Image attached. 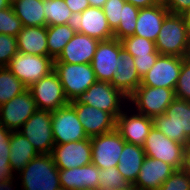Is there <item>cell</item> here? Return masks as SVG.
<instances>
[{
	"label": "cell",
	"instance_id": "cell-1",
	"mask_svg": "<svg viewBox=\"0 0 190 190\" xmlns=\"http://www.w3.org/2000/svg\"><path fill=\"white\" fill-rule=\"evenodd\" d=\"M60 187L59 169L51 154H39L16 175L13 190H58Z\"/></svg>",
	"mask_w": 190,
	"mask_h": 190
},
{
	"label": "cell",
	"instance_id": "cell-2",
	"mask_svg": "<svg viewBox=\"0 0 190 190\" xmlns=\"http://www.w3.org/2000/svg\"><path fill=\"white\" fill-rule=\"evenodd\" d=\"M190 36V24L184 15L169 13L161 26L155 41L160 55H173L184 58Z\"/></svg>",
	"mask_w": 190,
	"mask_h": 190
},
{
	"label": "cell",
	"instance_id": "cell-3",
	"mask_svg": "<svg viewBox=\"0 0 190 190\" xmlns=\"http://www.w3.org/2000/svg\"><path fill=\"white\" fill-rule=\"evenodd\" d=\"M190 101L175 98L164 114L153 118V126L166 137L187 147L190 136Z\"/></svg>",
	"mask_w": 190,
	"mask_h": 190
},
{
	"label": "cell",
	"instance_id": "cell-4",
	"mask_svg": "<svg viewBox=\"0 0 190 190\" xmlns=\"http://www.w3.org/2000/svg\"><path fill=\"white\" fill-rule=\"evenodd\" d=\"M70 103L90 105L110 113L116 119L128 106V98L109 82L96 81Z\"/></svg>",
	"mask_w": 190,
	"mask_h": 190
},
{
	"label": "cell",
	"instance_id": "cell-5",
	"mask_svg": "<svg viewBox=\"0 0 190 190\" xmlns=\"http://www.w3.org/2000/svg\"><path fill=\"white\" fill-rule=\"evenodd\" d=\"M175 98L174 89L138 86L128 98V106L135 112L153 119L158 115L164 114Z\"/></svg>",
	"mask_w": 190,
	"mask_h": 190
},
{
	"label": "cell",
	"instance_id": "cell-6",
	"mask_svg": "<svg viewBox=\"0 0 190 190\" xmlns=\"http://www.w3.org/2000/svg\"><path fill=\"white\" fill-rule=\"evenodd\" d=\"M54 72L68 101H73L97 81L91 64L54 62Z\"/></svg>",
	"mask_w": 190,
	"mask_h": 190
},
{
	"label": "cell",
	"instance_id": "cell-7",
	"mask_svg": "<svg viewBox=\"0 0 190 190\" xmlns=\"http://www.w3.org/2000/svg\"><path fill=\"white\" fill-rule=\"evenodd\" d=\"M6 67L29 88L54 71V59L50 56L17 52Z\"/></svg>",
	"mask_w": 190,
	"mask_h": 190
},
{
	"label": "cell",
	"instance_id": "cell-8",
	"mask_svg": "<svg viewBox=\"0 0 190 190\" xmlns=\"http://www.w3.org/2000/svg\"><path fill=\"white\" fill-rule=\"evenodd\" d=\"M18 132L29 140L38 154H51L55 145L52 132V112L37 110Z\"/></svg>",
	"mask_w": 190,
	"mask_h": 190
},
{
	"label": "cell",
	"instance_id": "cell-9",
	"mask_svg": "<svg viewBox=\"0 0 190 190\" xmlns=\"http://www.w3.org/2000/svg\"><path fill=\"white\" fill-rule=\"evenodd\" d=\"M186 146L169 139L154 126L146 137L143 150L147 157L161 160L180 170Z\"/></svg>",
	"mask_w": 190,
	"mask_h": 190
},
{
	"label": "cell",
	"instance_id": "cell-10",
	"mask_svg": "<svg viewBox=\"0 0 190 190\" xmlns=\"http://www.w3.org/2000/svg\"><path fill=\"white\" fill-rule=\"evenodd\" d=\"M28 89L38 110L53 112L70 103L64 94L62 83L54 71L32 84Z\"/></svg>",
	"mask_w": 190,
	"mask_h": 190
},
{
	"label": "cell",
	"instance_id": "cell-11",
	"mask_svg": "<svg viewBox=\"0 0 190 190\" xmlns=\"http://www.w3.org/2000/svg\"><path fill=\"white\" fill-rule=\"evenodd\" d=\"M52 132L55 144H66L89 138L75 109L70 104L52 112Z\"/></svg>",
	"mask_w": 190,
	"mask_h": 190
},
{
	"label": "cell",
	"instance_id": "cell-12",
	"mask_svg": "<svg viewBox=\"0 0 190 190\" xmlns=\"http://www.w3.org/2000/svg\"><path fill=\"white\" fill-rule=\"evenodd\" d=\"M37 110L36 102L27 88L0 106V124L11 132L18 131Z\"/></svg>",
	"mask_w": 190,
	"mask_h": 190
},
{
	"label": "cell",
	"instance_id": "cell-13",
	"mask_svg": "<svg viewBox=\"0 0 190 190\" xmlns=\"http://www.w3.org/2000/svg\"><path fill=\"white\" fill-rule=\"evenodd\" d=\"M92 163L99 169L118 165L119 157L126 141L119 132L113 131L91 137Z\"/></svg>",
	"mask_w": 190,
	"mask_h": 190
},
{
	"label": "cell",
	"instance_id": "cell-14",
	"mask_svg": "<svg viewBox=\"0 0 190 190\" xmlns=\"http://www.w3.org/2000/svg\"><path fill=\"white\" fill-rule=\"evenodd\" d=\"M183 59L179 56L159 55L152 68L142 77L139 86L175 89Z\"/></svg>",
	"mask_w": 190,
	"mask_h": 190
},
{
	"label": "cell",
	"instance_id": "cell-15",
	"mask_svg": "<svg viewBox=\"0 0 190 190\" xmlns=\"http://www.w3.org/2000/svg\"><path fill=\"white\" fill-rule=\"evenodd\" d=\"M153 127V119L135 112L127 106L116 118L115 129L130 144L143 147Z\"/></svg>",
	"mask_w": 190,
	"mask_h": 190
},
{
	"label": "cell",
	"instance_id": "cell-16",
	"mask_svg": "<svg viewBox=\"0 0 190 190\" xmlns=\"http://www.w3.org/2000/svg\"><path fill=\"white\" fill-rule=\"evenodd\" d=\"M51 156L58 169L82 167L92 163L91 139L55 144Z\"/></svg>",
	"mask_w": 190,
	"mask_h": 190
},
{
	"label": "cell",
	"instance_id": "cell-17",
	"mask_svg": "<svg viewBox=\"0 0 190 190\" xmlns=\"http://www.w3.org/2000/svg\"><path fill=\"white\" fill-rule=\"evenodd\" d=\"M122 48V42L116 38L99 42L91 62L97 81L112 82Z\"/></svg>",
	"mask_w": 190,
	"mask_h": 190
},
{
	"label": "cell",
	"instance_id": "cell-18",
	"mask_svg": "<svg viewBox=\"0 0 190 190\" xmlns=\"http://www.w3.org/2000/svg\"><path fill=\"white\" fill-rule=\"evenodd\" d=\"M89 138L115 129L116 119L108 112L83 103H69Z\"/></svg>",
	"mask_w": 190,
	"mask_h": 190
},
{
	"label": "cell",
	"instance_id": "cell-19",
	"mask_svg": "<svg viewBox=\"0 0 190 190\" xmlns=\"http://www.w3.org/2000/svg\"><path fill=\"white\" fill-rule=\"evenodd\" d=\"M76 32L88 35L99 41L114 38L103 8L89 7L75 17Z\"/></svg>",
	"mask_w": 190,
	"mask_h": 190
},
{
	"label": "cell",
	"instance_id": "cell-20",
	"mask_svg": "<svg viewBox=\"0 0 190 190\" xmlns=\"http://www.w3.org/2000/svg\"><path fill=\"white\" fill-rule=\"evenodd\" d=\"M99 40L76 32L54 62L91 64Z\"/></svg>",
	"mask_w": 190,
	"mask_h": 190
},
{
	"label": "cell",
	"instance_id": "cell-21",
	"mask_svg": "<svg viewBox=\"0 0 190 190\" xmlns=\"http://www.w3.org/2000/svg\"><path fill=\"white\" fill-rule=\"evenodd\" d=\"M175 170L168 163L146 156L134 186L140 190H156Z\"/></svg>",
	"mask_w": 190,
	"mask_h": 190
},
{
	"label": "cell",
	"instance_id": "cell-22",
	"mask_svg": "<svg viewBox=\"0 0 190 190\" xmlns=\"http://www.w3.org/2000/svg\"><path fill=\"white\" fill-rule=\"evenodd\" d=\"M110 84L127 98H129L141 84V78L136 71L134 57L131 56L125 48L120 50L117 69Z\"/></svg>",
	"mask_w": 190,
	"mask_h": 190
},
{
	"label": "cell",
	"instance_id": "cell-23",
	"mask_svg": "<svg viewBox=\"0 0 190 190\" xmlns=\"http://www.w3.org/2000/svg\"><path fill=\"white\" fill-rule=\"evenodd\" d=\"M100 169L93 163L82 167L59 169L60 185L67 190L98 188Z\"/></svg>",
	"mask_w": 190,
	"mask_h": 190
},
{
	"label": "cell",
	"instance_id": "cell-24",
	"mask_svg": "<svg viewBox=\"0 0 190 190\" xmlns=\"http://www.w3.org/2000/svg\"><path fill=\"white\" fill-rule=\"evenodd\" d=\"M170 12L165 6L154 5L140 8L134 35L156 41L165 17Z\"/></svg>",
	"mask_w": 190,
	"mask_h": 190
},
{
	"label": "cell",
	"instance_id": "cell-25",
	"mask_svg": "<svg viewBox=\"0 0 190 190\" xmlns=\"http://www.w3.org/2000/svg\"><path fill=\"white\" fill-rule=\"evenodd\" d=\"M16 39L18 52L48 56L47 26L23 27Z\"/></svg>",
	"mask_w": 190,
	"mask_h": 190
},
{
	"label": "cell",
	"instance_id": "cell-26",
	"mask_svg": "<svg viewBox=\"0 0 190 190\" xmlns=\"http://www.w3.org/2000/svg\"><path fill=\"white\" fill-rule=\"evenodd\" d=\"M145 158L143 147L127 142L124 144L117 168L130 185L135 184Z\"/></svg>",
	"mask_w": 190,
	"mask_h": 190
},
{
	"label": "cell",
	"instance_id": "cell-27",
	"mask_svg": "<svg viewBox=\"0 0 190 190\" xmlns=\"http://www.w3.org/2000/svg\"><path fill=\"white\" fill-rule=\"evenodd\" d=\"M10 166L17 175L33 158L39 154L29 140L18 131L10 135Z\"/></svg>",
	"mask_w": 190,
	"mask_h": 190
},
{
	"label": "cell",
	"instance_id": "cell-28",
	"mask_svg": "<svg viewBox=\"0 0 190 190\" xmlns=\"http://www.w3.org/2000/svg\"><path fill=\"white\" fill-rule=\"evenodd\" d=\"M11 6L24 27L47 26L42 0H17Z\"/></svg>",
	"mask_w": 190,
	"mask_h": 190
},
{
	"label": "cell",
	"instance_id": "cell-29",
	"mask_svg": "<svg viewBox=\"0 0 190 190\" xmlns=\"http://www.w3.org/2000/svg\"><path fill=\"white\" fill-rule=\"evenodd\" d=\"M75 33L74 24L47 26L48 56L55 60Z\"/></svg>",
	"mask_w": 190,
	"mask_h": 190
},
{
	"label": "cell",
	"instance_id": "cell-30",
	"mask_svg": "<svg viewBox=\"0 0 190 190\" xmlns=\"http://www.w3.org/2000/svg\"><path fill=\"white\" fill-rule=\"evenodd\" d=\"M47 26L74 24L75 16L64 0H42Z\"/></svg>",
	"mask_w": 190,
	"mask_h": 190
},
{
	"label": "cell",
	"instance_id": "cell-31",
	"mask_svg": "<svg viewBox=\"0 0 190 190\" xmlns=\"http://www.w3.org/2000/svg\"><path fill=\"white\" fill-rule=\"evenodd\" d=\"M27 87L7 67H0V106L21 94Z\"/></svg>",
	"mask_w": 190,
	"mask_h": 190
},
{
	"label": "cell",
	"instance_id": "cell-32",
	"mask_svg": "<svg viewBox=\"0 0 190 190\" xmlns=\"http://www.w3.org/2000/svg\"><path fill=\"white\" fill-rule=\"evenodd\" d=\"M140 8L125 2L122 7V19H120L118 28L114 31V38L119 41L126 37L133 36L136 29V20Z\"/></svg>",
	"mask_w": 190,
	"mask_h": 190
},
{
	"label": "cell",
	"instance_id": "cell-33",
	"mask_svg": "<svg viewBox=\"0 0 190 190\" xmlns=\"http://www.w3.org/2000/svg\"><path fill=\"white\" fill-rule=\"evenodd\" d=\"M123 48L133 57L160 54L156 50L155 42L141 36H129L121 40Z\"/></svg>",
	"mask_w": 190,
	"mask_h": 190
},
{
	"label": "cell",
	"instance_id": "cell-34",
	"mask_svg": "<svg viewBox=\"0 0 190 190\" xmlns=\"http://www.w3.org/2000/svg\"><path fill=\"white\" fill-rule=\"evenodd\" d=\"M98 179L99 190H125L130 186L129 182L118 171L117 166L100 169Z\"/></svg>",
	"mask_w": 190,
	"mask_h": 190
},
{
	"label": "cell",
	"instance_id": "cell-35",
	"mask_svg": "<svg viewBox=\"0 0 190 190\" xmlns=\"http://www.w3.org/2000/svg\"><path fill=\"white\" fill-rule=\"evenodd\" d=\"M23 27L22 21L14 13L12 6L0 10V34L17 37Z\"/></svg>",
	"mask_w": 190,
	"mask_h": 190
},
{
	"label": "cell",
	"instance_id": "cell-36",
	"mask_svg": "<svg viewBox=\"0 0 190 190\" xmlns=\"http://www.w3.org/2000/svg\"><path fill=\"white\" fill-rule=\"evenodd\" d=\"M174 91L177 99L190 101V61L185 58Z\"/></svg>",
	"mask_w": 190,
	"mask_h": 190
},
{
	"label": "cell",
	"instance_id": "cell-37",
	"mask_svg": "<svg viewBox=\"0 0 190 190\" xmlns=\"http://www.w3.org/2000/svg\"><path fill=\"white\" fill-rule=\"evenodd\" d=\"M124 3V0H107L104 4L103 11L113 32L118 28L120 19H122Z\"/></svg>",
	"mask_w": 190,
	"mask_h": 190
},
{
	"label": "cell",
	"instance_id": "cell-38",
	"mask_svg": "<svg viewBox=\"0 0 190 190\" xmlns=\"http://www.w3.org/2000/svg\"><path fill=\"white\" fill-rule=\"evenodd\" d=\"M17 52L16 37L0 34V67H6Z\"/></svg>",
	"mask_w": 190,
	"mask_h": 190
},
{
	"label": "cell",
	"instance_id": "cell-39",
	"mask_svg": "<svg viewBox=\"0 0 190 190\" xmlns=\"http://www.w3.org/2000/svg\"><path fill=\"white\" fill-rule=\"evenodd\" d=\"M156 190H190V177L181 170H175Z\"/></svg>",
	"mask_w": 190,
	"mask_h": 190
},
{
	"label": "cell",
	"instance_id": "cell-40",
	"mask_svg": "<svg viewBox=\"0 0 190 190\" xmlns=\"http://www.w3.org/2000/svg\"><path fill=\"white\" fill-rule=\"evenodd\" d=\"M15 182L16 175L10 162H0V190H13Z\"/></svg>",
	"mask_w": 190,
	"mask_h": 190
},
{
	"label": "cell",
	"instance_id": "cell-41",
	"mask_svg": "<svg viewBox=\"0 0 190 190\" xmlns=\"http://www.w3.org/2000/svg\"><path fill=\"white\" fill-rule=\"evenodd\" d=\"M160 54H149L148 56L134 57L136 71L142 77L152 68Z\"/></svg>",
	"mask_w": 190,
	"mask_h": 190
},
{
	"label": "cell",
	"instance_id": "cell-42",
	"mask_svg": "<svg viewBox=\"0 0 190 190\" xmlns=\"http://www.w3.org/2000/svg\"><path fill=\"white\" fill-rule=\"evenodd\" d=\"M11 131L0 124V162H9Z\"/></svg>",
	"mask_w": 190,
	"mask_h": 190
},
{
	"label": "cell",
	"instance_id": "cell-43",
	"mask_svg": "<svg viewBox=\"0 0 190 190\" xmlns=\"http://www.w3.org/2000/svg\"><path fill=\"white\" fill-rule=\"evenodd\" d=\"M165 7L171 14L185 15L190 9V0H167Z\"/></svg>",
	"mask_w": 190,
	"mask_h": 190
},
{
	"label": "cell",
	"instance_id": "cell-44",
	"mask_svg": "<svg viewBox=\"0 0 190 190\" xmlns=\"http://www.w3.org/2000/svg\"><path fill=\"white\" fill-rule=\"evenodd\" d=\"M74 16H78L86 8L90 7L88 0H64Z\"/></svg>",
	"mask_w": 190,
	"mask_h": 190
},
{
	"label": "cell",
	"instance_id": "cell-45",
	"mask_svg": "<svg viewBox=\"0 0 190 190\" xmlns=\"http://www.w3.org/2000/svg\"><path fill=\"white\" fill-rule=\"evenodd\" d=\"M180 170L190 177V147H186Z\"/></svg>",
	"mask_w": 190,
	"mask_h": 190
},
{
	"label": "cell",
	"instance_id": "cell-46",
	"mask_svg": "<svg viewBox=\"0 0 190 190\" xmlns=\"http://www.w3.org/2000/svg\"><path fill=\"white\" fill-rule=\"evenodd\" d=\"M138 8H147L156 5L152 0H124Z\"/></svg>",
	"mask_w": 190,
	"mask_h": 190
},
{
	"label": "cell",
	"instance_id": "cell-47",
	"mask_svg": "<svg viewBox=\"0 0 190 190\" xmlns=\"http://www.w3.org/2000/svg\"><path fill=\"white\" fill-rule=\"evenodd\" d=\"M107 0H88L91 7L103 8Z\"/></svg>",
	"mask_w": 190,
	"mask_h": 190
},
{
	"label": "cell",
	"instance_id": "cell-48",
	"mask_svg": "<svg viewBox=\"0 0 190 190\" xmlns=\"http://www.w3.org/2000/svg\"><path fill=\"white\" fill-rule=\"evenodd\" d=\"M11 6V3L9 0H0V10L1 9H6Z\"/></svg>",
	"mask_w": 190,
	"mask_h": 190
},
{
	"label": "cell",
	"instance_id": "cell-49",
	"mask_svg": "<svg viewBox=\"0 0 190 190\" xmlns=\"http://www.w3.org/2000/svg\"><path fill=\"white\" fill-rule=\"evenodd\" d=\"M186 60L190 61V36H189V41H188V47L186 51V55L184 57Z\"/></svg>",
	"mask_w": 190,
	"mask_h": 190
},
{
	"label": "cell",
	"instance_id": "cell-50",
	"mask_svg": "<svg viewBox=\"0 0 190 190\" xmlns=\"http://www.w3.org/2000/svg\"><path fill=\"white\" fill-rule=\"evenodd\" d=\"M156 5H162L166 6L167 5V0H152Z\"/></svg>",
	"mask_w": 190,
	"mask_h": 190
},
{
	"label": "cell",
	"instance_id": "cell-51",
	"mask_svg": "<svg viewBox=\"0 0 190 190\" xmlns=\"http://www.w3.org/2000/svg\"><path fill=\"white\" fill-rule=\"evenodd\" d=\"M108 190H115V189H108ZM125 190H140L139 188H137L134 185H130L128 188H126Z\"/></svg>",
	"mask_w": 190,
	"mask_h": 190
},
{
	"label": "cell",
	"instance_id": "cell-52",
	"mask_svg": "<svg viewBox=\"0 0 190 190\" xmlns=\"http://www.w3.org/2000/svg\"><path fill=\"white\" fill-rule=\"evenodd\" d=\"M185 19L189 22L190 24V9L186 12V14L184 15Z\"/></svg>",
	"mask_w": 190,
	"mask_h": 190
},
{
	"label": "cell",
	"instance_id": "cell-53",
	"mask_svg": "<svg viewBox=\"0 0 190 190\" xmlns=\"http://www.w3.org/2000/svg\"><path fill=\"white\" fill-rule=\"evenodd\" d=\"M79 190H99V189L98 188L87 187V188H82V189H79Z\"/></svg>",
	"mask_w": 190,
	"mask_h": 190
},
{
	"label": "cell",
	"instance_id": "cell-54",
	"mask_svg": "<svg viewBox=\"0 0 190 190\" xmlns=\"http://www.w3.org/2000/svg\"><path fill=\"white\" fill-rule=\"evenodd\" d=\"M189 127H190V122H189ZM187 146L190 147V136H189L188 141H187Z\"/></svg>",
	"mask_w": 190,
	"mask_h": 190
},
{
	"label": "cell",
	"instance_id": "cell-55",
	"mask_svg": "<svg viewBox=\"0 0 190 190\" xmlns=\"http://www.w3.org/2000/svg\"><path fill=\"white\" fill-rule=\"evenodd\" d=\"M15 1H17V0H9V2L12 4V3H14Z\"/></svg>",
	"mask_w": 190,
	"mask_h": 190
},
{
	"label": "cell",
	"instance_id": "cell-56",
	"mask_svg": "<svg viewBox=\"0 0 190 190\" xmlns=\"http://www.w3.org/2000/svg\"><path fill=\"white\" fill-rule=\"evenodd\" d=\"M58 190H67L66 188L60 187Z\"/></svg>",
	"mask_w": 190,
	"mask_h": 190
}]
</instances>
